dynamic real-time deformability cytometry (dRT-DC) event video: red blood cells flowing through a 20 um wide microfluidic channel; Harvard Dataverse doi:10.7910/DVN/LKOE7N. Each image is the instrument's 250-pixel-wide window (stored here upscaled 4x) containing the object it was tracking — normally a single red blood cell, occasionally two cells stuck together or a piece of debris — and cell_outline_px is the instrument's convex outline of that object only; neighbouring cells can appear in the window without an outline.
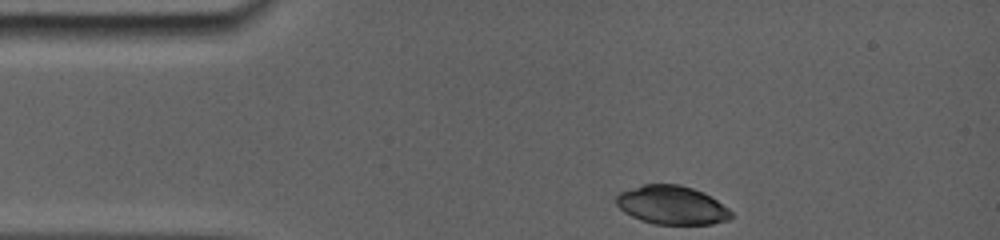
{"species": "common noctule bat (a hibernating species)", "species_latin": "Nyctalus noctula", "temperature_condition": "room temperature", "stored_images_in_passage": 41, "camera_frame_rate_fps": 5000, "um_per_image_px": 0.085, "animal": {"sex": "female", "body_mass_g": 19.0, "forearm_length_mm": 56.7}, "frame": {"image": 1, "passage_image": 1, "time_ms": 0.0, "image_size_px": [1000, 240], "cell_outline_px": [[732, 216], [728, 220], [712, 224], [656, 224], [640, 220], [624, 212], [616, 204], [616, 196], [620, 192], [644, 184], [676, 184], [692, 188], [704, 192], [728, 208], [732, 212]], "centroid_in_image_um": [57.11, 17.44], "position_along_channel_um": 27.9, "area_um2": 25.78}}
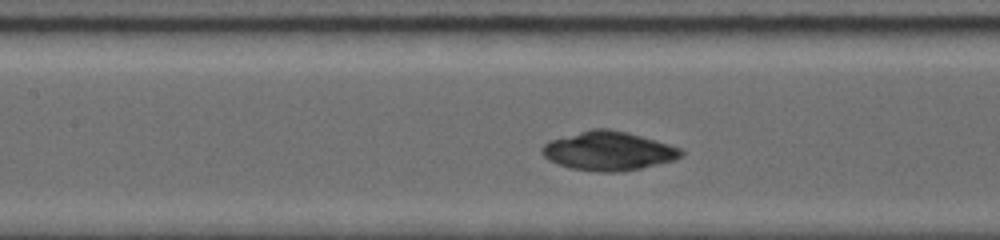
{"frame": {"image": 2, "passage_image": 24, "time_ms": 4.6, "image_size_px": [1000, 240], "cell_outline_px": [[684, 152], [676, 160], [640, 168], [620, 172], [596, 172], [572, 168], [556, 164], [548, 160], [544, 156], [544, 144], [552, 140], [592, 128], [604, 128], [624, 132], [680, 148]], "centroid_in_image_um": [51.71, 12.85], "position_along_channel_um": 155.7, "area_um2": 30.87}}
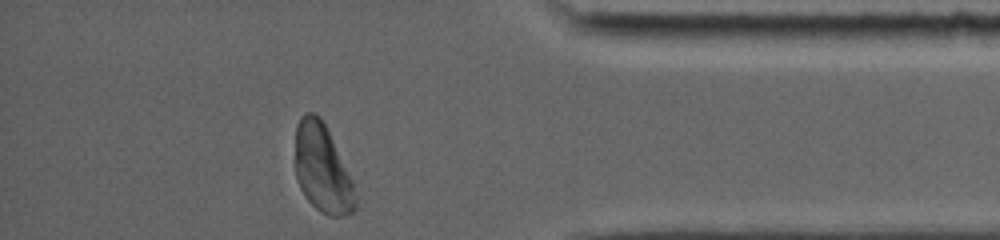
{"frame": {"image": 3, "passage_image": 41, "time_ms": 11.6, "image_size_px": [1000, 240], "cell_outline_px": [[356, 208], [352, 212], [344, 216], [328, 216], [320, 212], [304, 196], [300, 188], [296, 176], [296, 124], [300, 116], [308, 112], [316, 112], [320, 116], [352, 180], [356, 200]], "centroid_in_image_um": [27.38, 14.35], "position_along_channel_um": 407.8, "area_um2": 30.63}}